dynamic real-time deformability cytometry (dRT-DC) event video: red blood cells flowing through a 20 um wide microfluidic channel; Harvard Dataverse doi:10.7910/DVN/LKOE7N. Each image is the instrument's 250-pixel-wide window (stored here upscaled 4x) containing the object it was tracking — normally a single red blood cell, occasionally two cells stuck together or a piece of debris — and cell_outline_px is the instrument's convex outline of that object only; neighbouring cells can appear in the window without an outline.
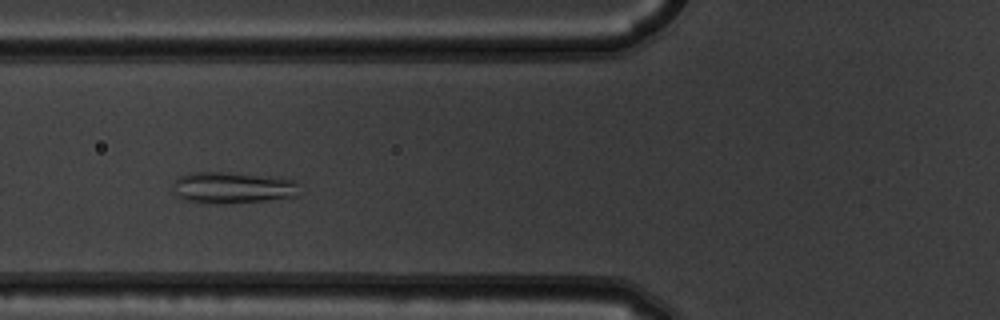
{"species": "common noctule bat (a hibernating species)", "species_latin": "Nyctalus noctula", "temperature_condition": "warm", "stored_images_in_passage": 9, "camera_frame_rate_fps": 3000, "um_per_image_px": 0.085, "animal": {"sex": "male", "body_mass_g": 19.5, "forearm_length_mm": 54.6}, "frame": {"image": 1, "passage_image": 4, "time_ms": 1.0, "image_size_px": [1000, 320], "cell_outline_px": [[300, 196], [268, 200], [220, 204], [184, 200], [176, 196], [172, 192], [172, 180], [176, 176], [192, 172], [224, 172], [276, 176], [296, 180]], "centroid_in_image_um": [19.74, 15.94], "position_along_channel_um": 106.1, "area_um2": 23.87}}
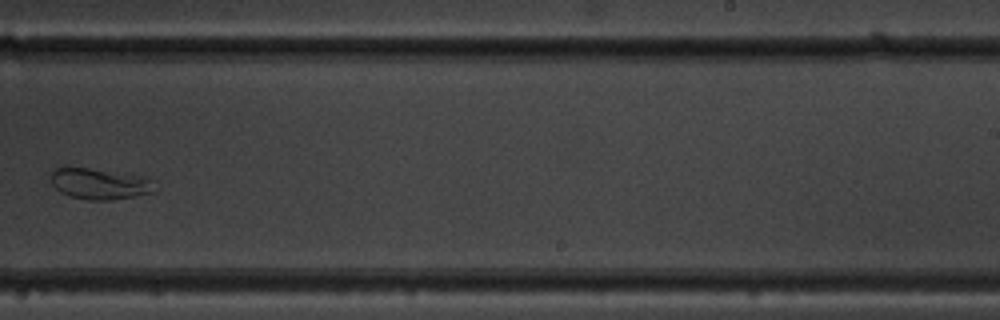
{"frame": {"image": 2, "passage_image": 8, "time_ms": 2.333, "image_size_px": [1000, 320], "cell_outline_px": [[156, 192], [112, 200], [84, 200], [68, 196], [60, 192], [52, 184], [52, 172], [56, 168], [64, 164], [148, 176]], "centroid_in_image_um": [8.43, 15.59], "position_along_channel_um": 280.6, "area_um2": 19.42}}
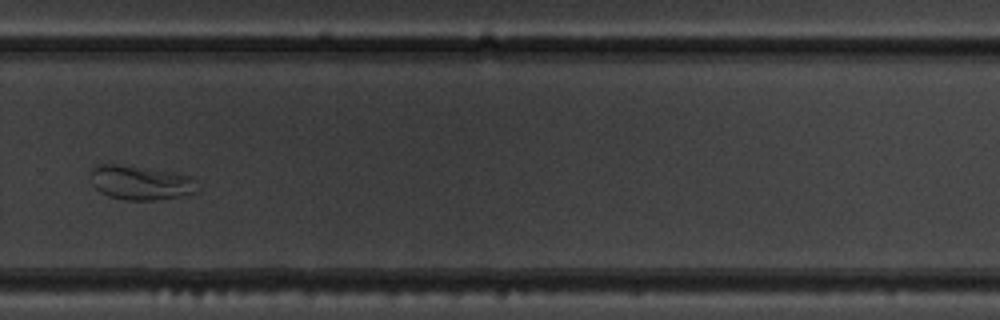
{"frame": {"image": 3, "passage_image": 9, "time_ms": 2.667, "image_size_px": [1000, 320], "cell_outline_px": [[196, 192], [180, 196], [156, 200], [124, 200], [108, 196], [100, 192], [92, 184], [92, 168], [96, 164], [116, 164], [172, 172], [192, 176], [196, 180]], "centroid_in_image_um": [11.94, 15.53], "position_along_channel_um": 317.9, "area_um2": 21.21}}